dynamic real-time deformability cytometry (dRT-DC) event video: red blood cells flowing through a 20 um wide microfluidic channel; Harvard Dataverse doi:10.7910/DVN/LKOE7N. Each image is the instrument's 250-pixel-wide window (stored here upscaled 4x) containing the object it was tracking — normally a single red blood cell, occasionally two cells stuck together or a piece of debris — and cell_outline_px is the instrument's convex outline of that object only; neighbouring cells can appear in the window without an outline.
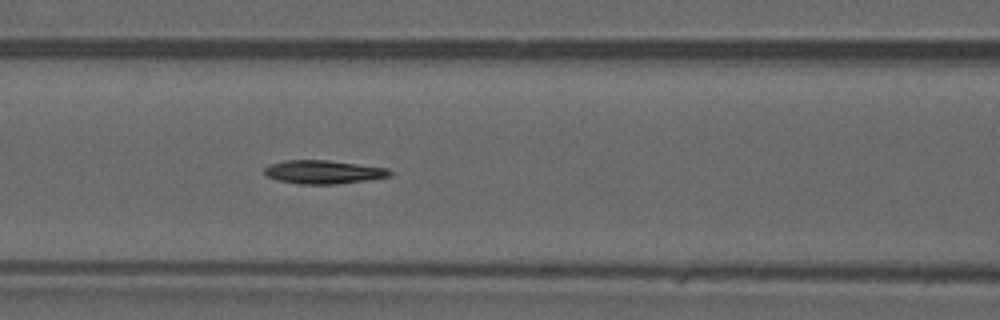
{"species": "common noctule bat (a hibernating species)", "species_latin": "Nyctalus noctula", "temperature_condition": "warm", "stored_images_in_passage": 46, "camera_frame_rate_fps": 3000, "um_per_image_px": 0.085, "animal": {"sex": "male", "forearm_length_mm": 52.5}, "frame": {"image": 1, "passage_image": 20, "time_ms": 6.333, "image_size_px": [1000, 320], "cell_outline_px": [[392, 176], [368, 180], [336, 184], [296, 184], [276, 180], [264, 176], [264, 168], [272, 164], [284, 160], [328, 160], [388, 168], [392, 172]], "centroid_in_image_um": [27.47, 14.63], "position_along_channel_um": 139.1, "area_um2": 17.34}}